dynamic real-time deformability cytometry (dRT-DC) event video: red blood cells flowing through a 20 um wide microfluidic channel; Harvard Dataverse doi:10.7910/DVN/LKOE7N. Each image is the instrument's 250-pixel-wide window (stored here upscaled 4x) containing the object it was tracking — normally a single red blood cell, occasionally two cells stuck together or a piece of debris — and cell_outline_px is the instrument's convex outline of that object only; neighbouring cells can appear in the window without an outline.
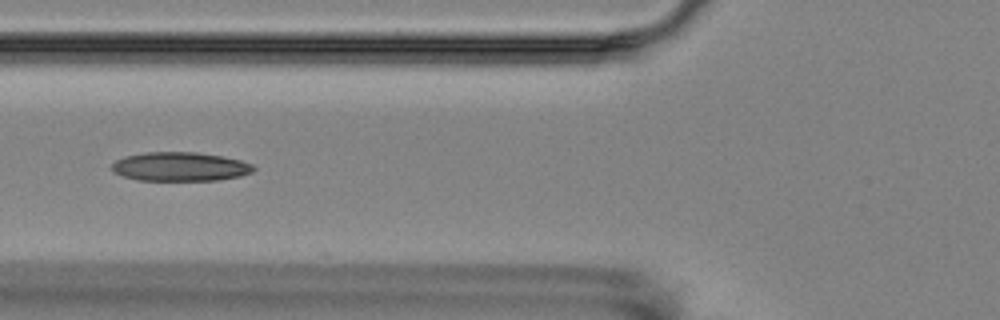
{"species": "Egyptian fruit bat (a non-hibernating species)", "species_latin": "Rousettus aegyptiacus", "temperature_condition": "room temperature", "stored_images_in_passage": 8, "camera_frame_rate_fps": 3000, "um_per_image_px": 0.085, "animal": {"sex": "female"}, "frame": {"image": 1, "passage_image": 6, "time_ms": 6.667, "image_size_px": [1000, 320], "cell_outline_px": [[256, 168], [252, 172], [240, 176], [216, 180], [140, 180], [124, 176], [116, 172], [112, 168], [112, 164], [116, 160], [124, 156], [144, 152], [196, 152], [220, 156], [240, 160], [252, 164]], "centroid_in_image_um": [15.32, 14.15], "position_along_channel_um": 110.5, "area_um2": 23.7}}
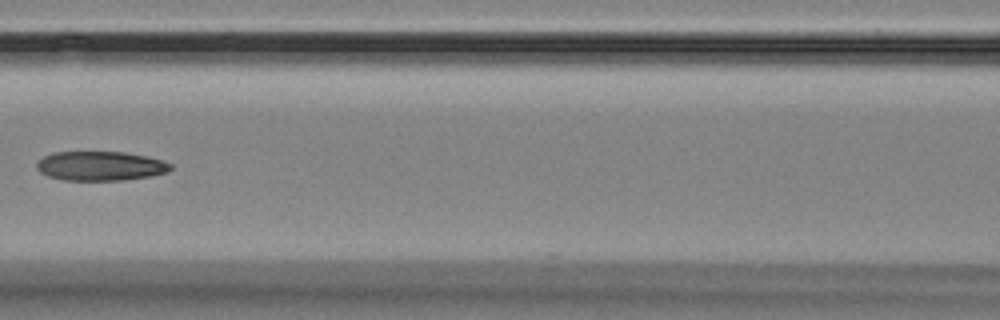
{"frame": {"image": 2, "passage_image": 7, "time_ms": 8.0, "image_size_px": [1000, 320], "cell_outline_px": [[172, 168], [168, 172], [148, 176], [124, 180], [60, 180], [48, 176], [40, 172], [36, 168], [36, 164], [44, 156], [56, 152], [124, 152], [148, 156], [172, 164]], "centroid_in_image_um": [8.53, 14.11], "position_along_channel_um": 158.1, "area_um2": 22.83}}
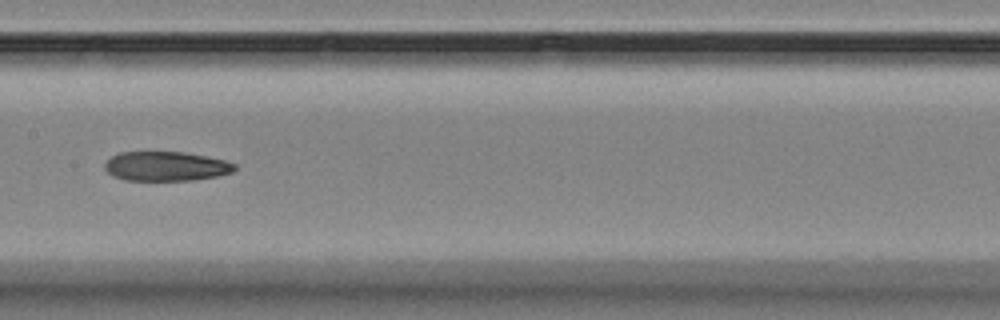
{"frame": {"image": 3, "passage_image": 8, "time_ms": 9.0, "image_size_px": [1000, 320], "cell_outline_px": [[236, 168], [232, 172], [216, 176], [192, 180], [124, 180], [112, 176], [104, 168], [104, 164], [112, 156], [120, 152], [184, 152], [224, 160], [236, 164]], "centroid_in_image_um": [14.08, 14.13], "position_along_channel_um": 193.3, "area_um2": 22.14}}